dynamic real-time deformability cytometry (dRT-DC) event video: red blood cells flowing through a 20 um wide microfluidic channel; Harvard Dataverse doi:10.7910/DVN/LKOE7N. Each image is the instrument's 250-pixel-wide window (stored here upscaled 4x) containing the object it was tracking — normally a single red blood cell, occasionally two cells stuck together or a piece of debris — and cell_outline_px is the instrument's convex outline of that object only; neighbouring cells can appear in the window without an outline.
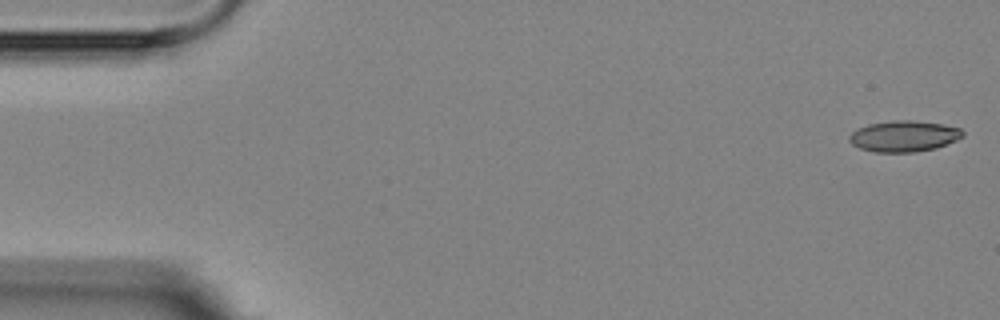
{"species": "Egyptian fruit bat (a non-hibernating species)", "species_latin": "Rousettus aegyptiacus", "temperature_condition": "room temperature", "stored_images_in_passage": 6, "camera_frame_rate_fps": 3000, "um_per_image_px": 0.085, "animal": {"sex": "female"}, "frame": {"image": 1, "passage_image": 1, "time_ms": 0.0, "image_size_px": [1000, 320], "cell_outline_px": [[964, 136], [956, 140], [936, 148], [916, 152], [872, 152], [860, 148], [852, 144], [848, 140], [848, 136], [856, 128], [868, 124], [892, 120], [912, 120], [940, 124], [960, 128], [964, 132]], "centroid_in_image_um": [76.8, 11.58], "position_along_channel_um": 8.2, "area_um2": 20.63}}
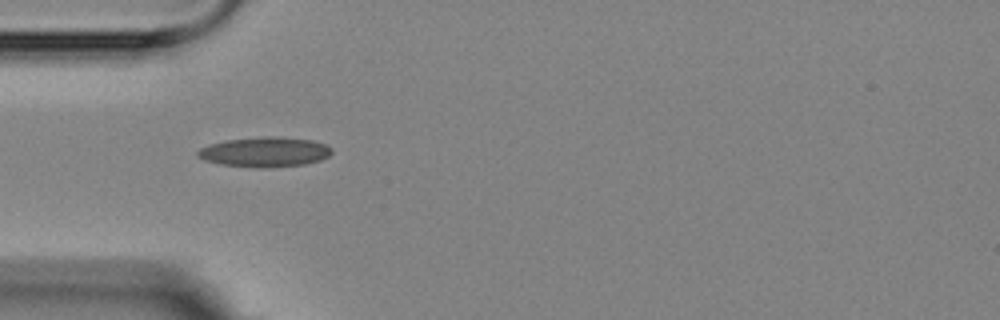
{"frame": {"image": 2, "passage_image": 5, "time_ms": 5.0, "image_size_px": [1000, 320], "cell_outline_px": [[332, 152], [328, 156], [320, 160], [304, 164], [260, 168], [220, 164], [204, 160], [196, 156], [196, 152], [200, 148], [208, 144], [224, 140], [260, 136], [276, 136], [312, 140], [324, 144], [332, 148]], "centroid_in_image_um": [22.46, 12.9], "position_along_channel_um": 62.5, "area_um2": 23.47}}
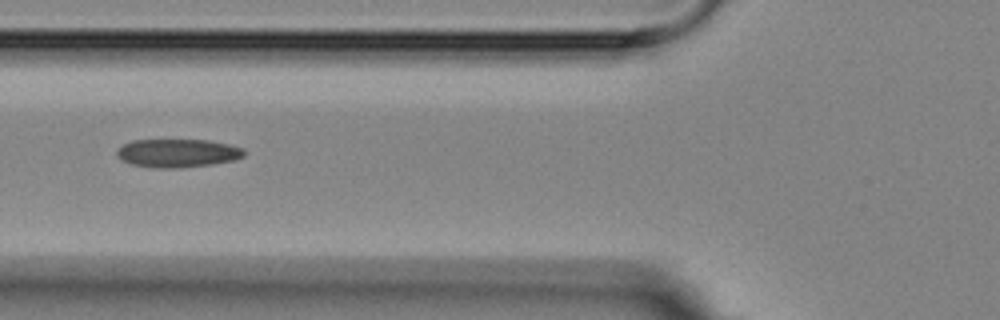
{"frame": {"image": 3, "passage_image": 6, "time_ms": 6.333, "image_size_px": [1000, 320], "cell_outline_px": [[244, 156], [232, 160], [212, 164], [176, 168], [156, 168], [132, 164], [116, 156], [116, 152], [124, 144], [132, 140], [208, 140], [228, 144], [244, 148]], "centroid_in_image_um": [15.1, 13.01], "position_along_channel_um": 110.7, "area_um2": 20.81}}